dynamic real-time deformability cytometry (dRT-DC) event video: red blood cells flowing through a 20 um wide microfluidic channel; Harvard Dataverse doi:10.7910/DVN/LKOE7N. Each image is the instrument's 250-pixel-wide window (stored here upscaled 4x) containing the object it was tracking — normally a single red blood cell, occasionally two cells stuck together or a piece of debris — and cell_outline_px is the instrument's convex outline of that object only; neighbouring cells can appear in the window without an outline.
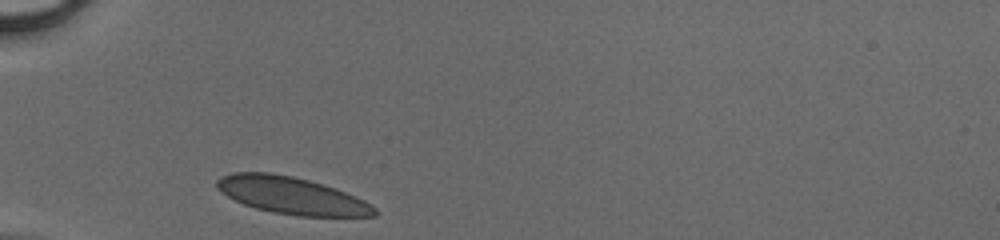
{"species": "human", "species_latin": "Homo sapiens", "temperature_condition": "cold", "stored_images_in_passage": 26, "camera_frame_rate_fps": 3000, "um_per_image_px": 0.085, "donor": {"sex": "male"}, "frame": {"image": 1, "passage_image": 1, "time_ms": 0.0, "image_size_px": [1000, 240], "cell_outline_px": [[380, 212], [376, 216], [296, 216], [272, 212], [256, 208], [244, 204], [228, 196], [216, 188], [216, 180], [220, 176], [232, 172], [268, 172], [292, 176], [308, 180], [336, 188], [356, 196], [372, 204]], "centroid_in_image_um": [24.81, 16.62], "position_along_channel_um": 60.2, "area_um2": 34.22}}
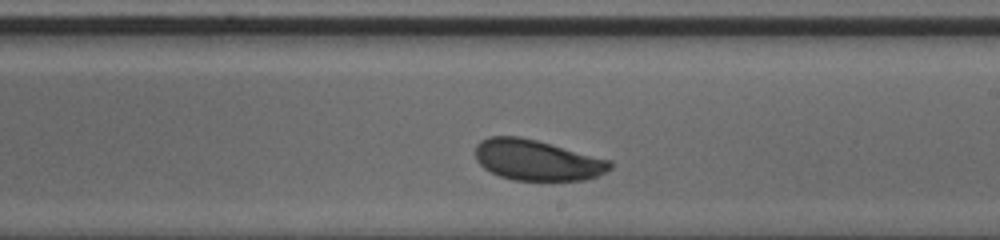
{"frame": {"image": 2, "passage_image": 15, "time_ms": 4.667, "image_size_px": [1000, 240], "cell_outline_px": [[612, 168], [608, 172], [584, 180], [512, 180], [500, 176], [484, 168], [476, 160], [476, 144], [480, 140], [488, 136], [520, 136], [536, 140], [612, 160]], "centroid_in_image_um": [45.65, 13.6], "position_along_channel_um": 243.3, "area_um2": 32.02}}
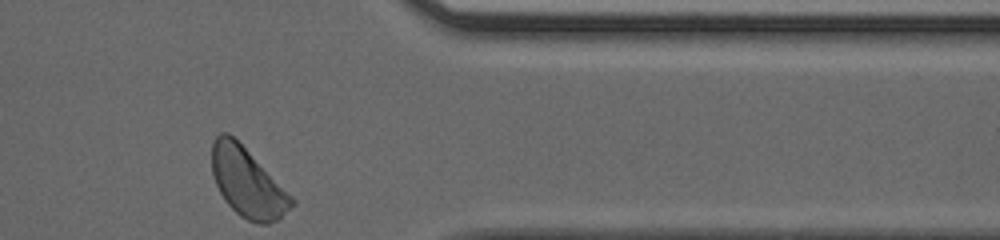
{"frame": {"image": 3, "passage_image": 26, "time_ms": 8.333, "image_size_px": [1000, 240], "cell_outline_px": [[296, 204], [280, 220], [268, 224], [260, 224], [248, 220], [240, 216], [224, 200], [216, 184], [212, 172], [212, 144], [216, 136], [220, 132], [228, 132], [296, 200]], "centroid_in_image_um": [21.05, 15.57], "position_along_channel_um": 390.3, "area_um2": 31.73}}